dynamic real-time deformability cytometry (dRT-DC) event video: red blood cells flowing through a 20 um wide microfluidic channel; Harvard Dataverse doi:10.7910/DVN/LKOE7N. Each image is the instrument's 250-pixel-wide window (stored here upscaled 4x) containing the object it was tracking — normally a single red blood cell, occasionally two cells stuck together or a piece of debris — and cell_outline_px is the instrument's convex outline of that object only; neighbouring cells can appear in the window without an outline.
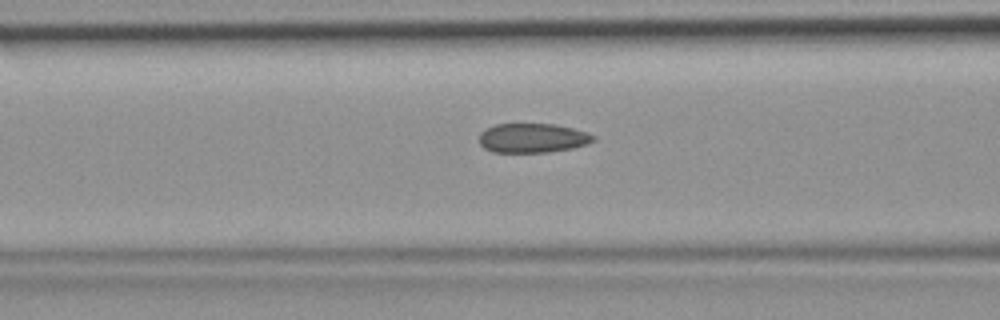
{"species": "common noctule bat (a hibernating species)", "species_latin": "Nyctalus noctula", "temperature_condition": "room temperature", "stored_images_in_passage": 48, "camera_frame_rate_fps": 3000, "um_per_image_px": 0.085, "animal": {"sex": "female", "body_mass_g": 19.9}, "frame": {"image": 1, "passage_image": 19, "time_ms": 6.0, "image_size_px": [1000, 320], "cell_outline_px": [[596, 140], [588, 144], [572, 148], [548, 152], [492, 152], [484, 148], [480, 144], [480, 132], [484, 128], [496, 124], [556, 124], [588, 132], [596, 136]], "centroid_in_image_um": [45.28, 11.73], "position_along_channel_um": 121.3, "area_um2": 19.71}}
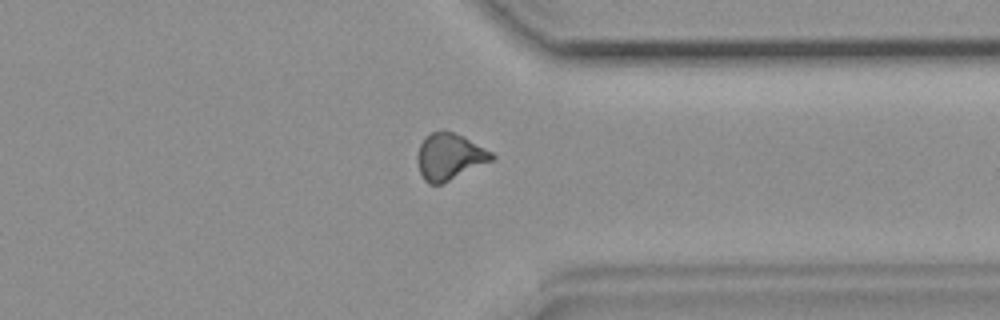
{"frame": {"image": 2, "passage_image": 37, "time_ms": 12.0, "image_size_px": [1000, 320], "cell_outline_px": [[496, 156], [492, 160], [440, 184], [428, 184], [424, 180], [420, 172], [416, 160], [416, 156], [420, 144], [424, 136], [432, 132], [444, 128], [464, 136], [492, 152]], "centroid_in_image_um": [38.16, 13.27], "position_along_channel_um": 373.2, "area_um2": 20.23}}
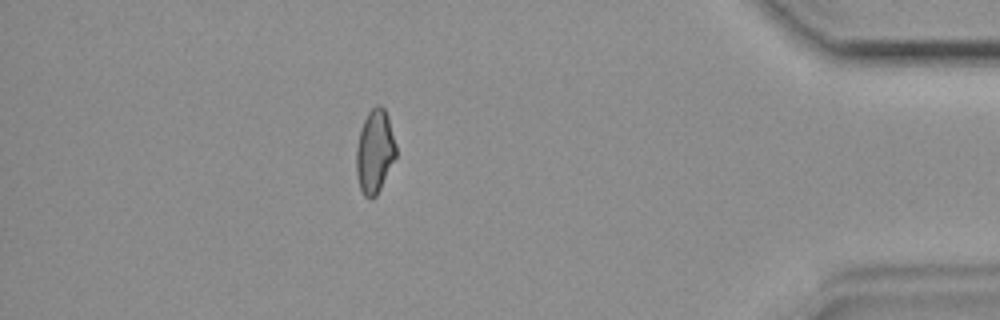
{"frame": {"image": 3, "passage_image": 42, "time_ms": 13.667, "image_size_px": [1000, 320], "cell_outline_px": [[396, 156], [376, 196], [372, 200], [368, 200], [364, 196], [360, 188], [356, 172], [356, 148], [360, 132], [364, 120], [368, 112], [376, 104], [380, 104], [384, 108], [388, 116], [396, 144]], "centroid_in_image_um": [31.85, 12.88], "position_along_channel_um": 403.3, "area_um2": 19.31}}